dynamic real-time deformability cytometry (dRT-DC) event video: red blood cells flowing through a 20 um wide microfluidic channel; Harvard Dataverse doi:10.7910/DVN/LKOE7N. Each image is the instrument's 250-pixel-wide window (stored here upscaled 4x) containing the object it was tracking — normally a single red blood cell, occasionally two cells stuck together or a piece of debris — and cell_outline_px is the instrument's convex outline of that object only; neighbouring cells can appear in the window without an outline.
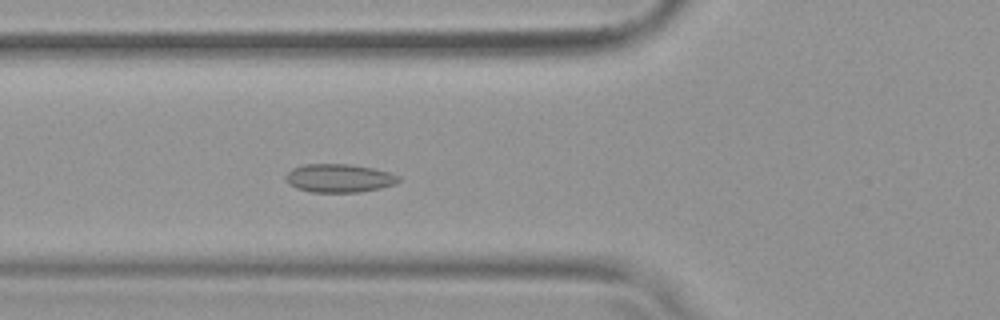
{"species": "common noctule bat (a hibernating species)", "species_latin": "Nyctalus noctula", "temperature_condition": "warm", "stored_images_in_passage": 51, "camera_frame_rate_fps": 3000, "um_per_image_px": 0.085, "animal": {"sex": "female", "body_mass_g": 19.9}, "frame": {"image": 1, "passage_image": 18, "time_ms": 5.667, "image_size_px": [1000, 320], "cell_outline_px": [[400, 180], [396, 184], [380, 188], [360, 192], [312, 192], [296, 188], [288, 184], [284, 180], [284, 176], [292, 168], [304, 164], [348, 164], [372, 168], [392, 172], [400, 176]], "centroid_in_image_um": [28.82, 15.14], "position_along_channel_um": 97.0, "area_um2": 18.9}}
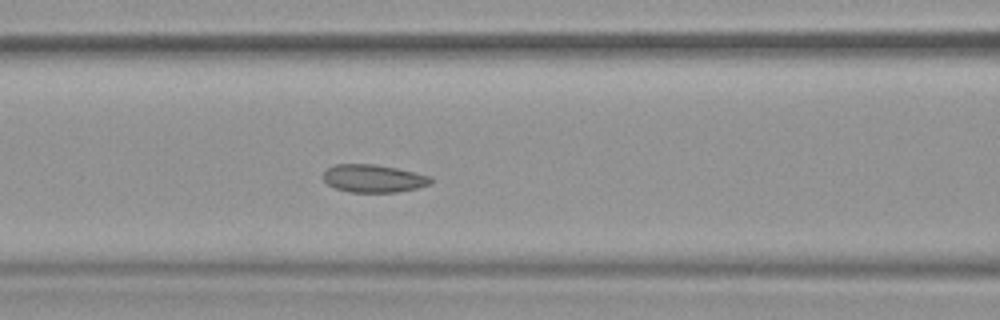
{"frame": {"image": 2, "passage_image": 21, "time_ms": 6.667, "image_size_px": [1000, 320], "cell_outline_px": [[432, 184], [416, 188], [396, 192], [348, 192], [336, 188], [328, 184], [324, 180], [324, 172], [328, 168], [336, 164], [372, 164], [396, 168], [432, 176]], "centroid_in_image_um": [31.77, 15.17], "position_along_channel_um": 134.8, "area_um2": 17.34}}
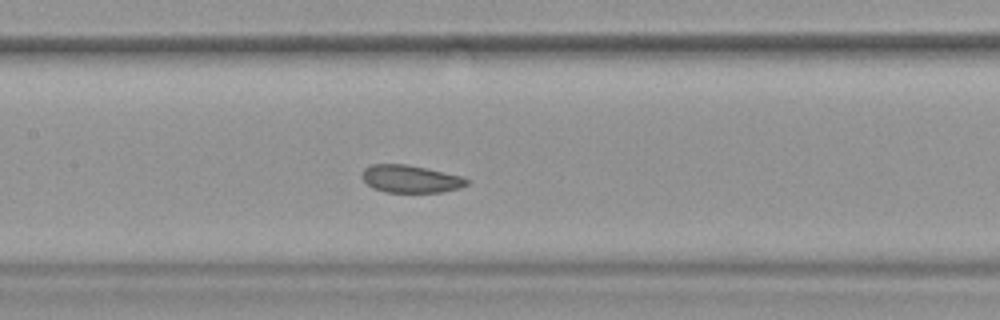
{"frame": {"image": 3, "passage_image": 24, "time_ms": 7.667, "image_size_px": [1000, 320], "cell_outline_px": [[468, 184], [460, 188], [440, 192], [384, 192], [372, 188], [360, 176], [364, 168], [372, 164], [408, 164], [428, 168], [464, 176], [468, 180]], "centroid_in_image_um": [34.9, 15.2], "position_along_channel_um": 172.5, "area_um2": 17.05}, "authors_computed_cell_mechanics": {"area_um2": 18.5538, "velocity_mm_per_s": 3.7713, "shape_relaxation_time_tau1_ms": 7.404, "shape_relaxation_time_tau2_ms": 3.2678, "deformation_change_tau1": 0.0709, "deformation_change_tau2": 0.0638}}